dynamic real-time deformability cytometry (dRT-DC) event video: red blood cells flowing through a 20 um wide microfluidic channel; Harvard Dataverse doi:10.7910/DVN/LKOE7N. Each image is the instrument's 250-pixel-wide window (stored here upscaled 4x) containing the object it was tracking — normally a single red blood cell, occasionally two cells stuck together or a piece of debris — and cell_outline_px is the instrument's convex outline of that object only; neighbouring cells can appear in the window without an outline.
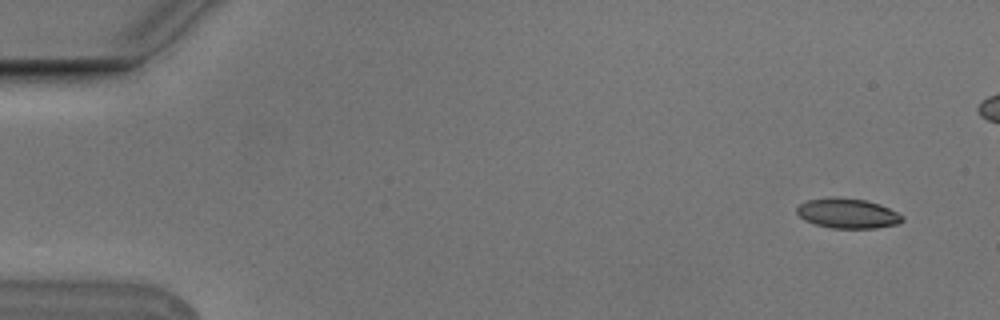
{"species": "Egyptian fruit bat (a non-hibernating species)", "species_latin": "Rousettus aegyptiacus", "temperature_condition": "cold", "stored_images_in_passage": 3, "camera_frame_rate_fps": 3000, "um_per_image_px": 0.085, "animal": {"sex": "male"}, "frame": {"image": 1, "passage_image": 1, "time_ms": 0.0, "image_size_px": [1000, 320], "cell_outline_px": [[904, 220], [900, 224], [876, 228], [832, 228], [816, 224], [804, 220], [796, 212], [796, 208], [800, 204], [808, 200], [832, 196], [836, 196], [864, 200], [880, 204], [904, 216]], "centroid_in_image_um": [72.06, 18.13], "position_along_channel_um": 12.9, "area_um2": 18.5}}